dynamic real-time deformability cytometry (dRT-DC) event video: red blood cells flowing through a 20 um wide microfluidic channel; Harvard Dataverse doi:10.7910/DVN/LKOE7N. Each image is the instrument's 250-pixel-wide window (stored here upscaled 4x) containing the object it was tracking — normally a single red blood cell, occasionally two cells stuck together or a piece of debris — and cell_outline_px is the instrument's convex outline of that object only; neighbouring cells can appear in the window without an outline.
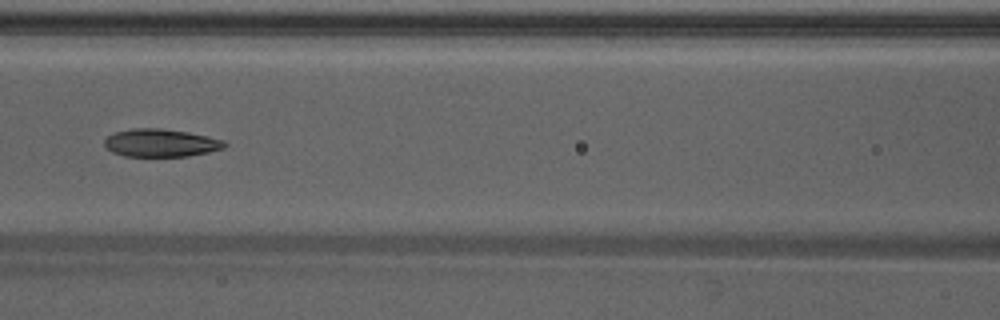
{"species": "Egyptian fruit bat (a non-hibernating species)", "species_latin": "Rousettus aegyptiacus", "temperature_condition": "warm", "stored_images_in_passage": 43, "camera_frame_rate_fps": 3000, "um_per_image_px": 0.085, "animal": {"sex": "male"}, "frame": {"image": 1, "passage_image": 17, "time_ms": 5.333, "image_size_px": [1000, 320], "cell_outline_px": [[228, 144], [224, 148], [208, 152], [188, 156], [124, 156], [112, 152], [104, 144], [104, 140], [108, 136], [116, 132], [132, 128], [160, 128], [188, 132], [208, 136], [224, 140]], "centroid_in_image_um": [13.69, 12.14], "position_along_channel_um": 152.9, "area_um2": 19.48}}
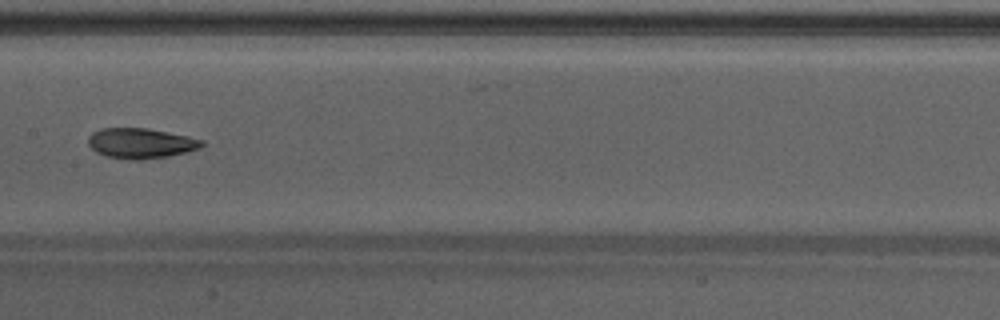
{"frame": {"image": 2, "passage_image": 20, "time_ms": 6.333, "image_size_px": [1000, 320], "cell_outline_px": [[204, 144], [200, 148], [184, 152], [164, 156], [140, 160], [128, 160], [104, 156], [96, 152], [88, 144], [88, 136], [92, 132], [100, 128], [148, 128], [188, 136], [204, 140]], "centroid_in_image_um": [11.92, 12.17], "position_along_channel_um": 195.5, "area_um2": 20.06}}
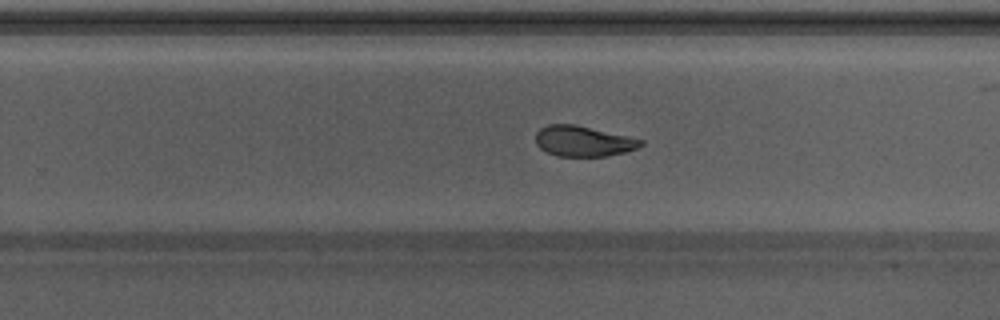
{"frame": {"image": 3, "passage_image": 26, "time_ms": 8.333, "image_size_px": [1000, 320], "cell_outline_px": [[644, 144], [636, 148], [624, 152], [604, 156], [556, 156], [540, 148], [536, 144], [536, 132], [540, 128], [548, 124], [576, 124], [644, 140]], "centroid_in_image_um": [49.55, 11.99], "position_along_channel_um": 280.2, "area_um2": 18.61}, "authors_computed_cell_mechanics": {"area_um2": 20.4612, "velocity_mm_per_s": 4.2574, "shape_relaxation_time_tau1_ms": null, "shape_relaxation_time_tau2_ms": 1.3694, "deformation_change_tau1": null, "deformation_change_tau2": 0.0658}}